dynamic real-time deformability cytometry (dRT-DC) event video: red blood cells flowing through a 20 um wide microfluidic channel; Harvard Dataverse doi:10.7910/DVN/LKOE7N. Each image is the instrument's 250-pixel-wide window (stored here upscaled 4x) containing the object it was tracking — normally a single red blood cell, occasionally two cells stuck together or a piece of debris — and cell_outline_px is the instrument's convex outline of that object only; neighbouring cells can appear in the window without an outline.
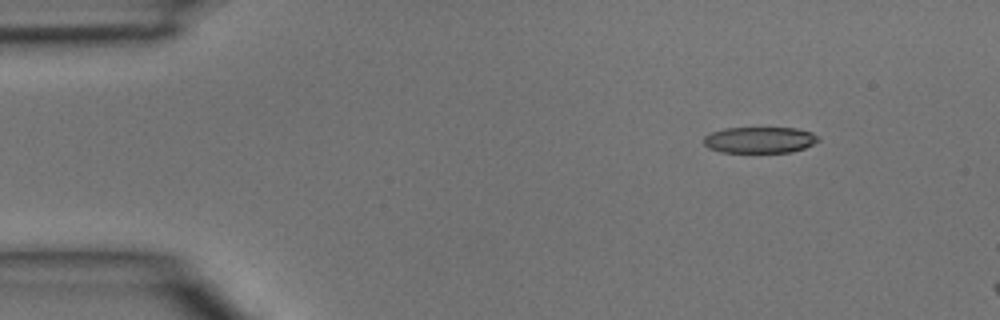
{"species": "common noctule bat (a hibernating species)", "species_latin": "Nyctalus noctula", "temperature_condition": "room temperature", "stored_images_in_passage": 5, "segment_of_instrument_passage": [2, 2], "camera_frame_rate_fps": 3000, "um_per_image_px": 0.085, "animal": {"sex": "male", "body_mass_g": 15.6}, "frame": {"image": 1, "passage_image": 5, "time_ms": 1.333, "image_size_px": [1000, 320], "cell_outline_px": [[820, 140], [804, 148], [792, 152], [720, 152], [708, 148], [704, 144], [704, 136], [712, 132], [724, 128], [796, 128], [812, 132], [820, 136]], "centroid_in_image_um": [64.59, 11.89], "position_along_channel_um": 20.4, "area_um2": 17.57}}